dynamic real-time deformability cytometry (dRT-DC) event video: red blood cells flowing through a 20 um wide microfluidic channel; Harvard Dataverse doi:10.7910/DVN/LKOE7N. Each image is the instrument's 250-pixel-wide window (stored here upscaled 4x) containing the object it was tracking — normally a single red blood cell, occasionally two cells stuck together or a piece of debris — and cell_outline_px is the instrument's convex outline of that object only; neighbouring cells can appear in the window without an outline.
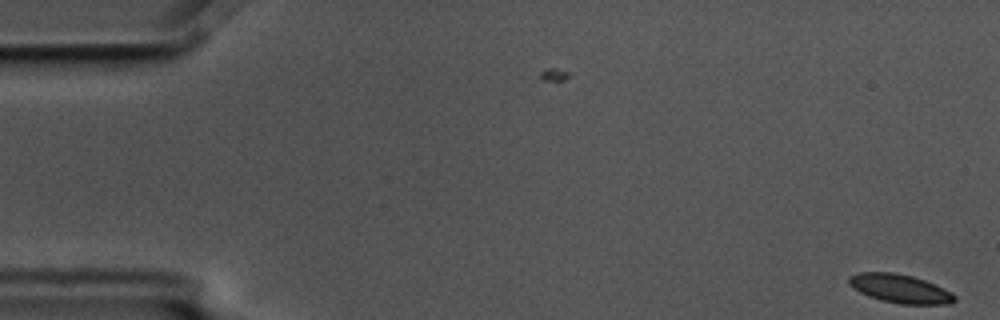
{"species": "common noctule bat (a hibernating species)", "species_latin": "Nyctalus noctula", "temperature_condition": "cold", "stored_images_in_passage": 13, "camera_frame_rate_fps": 3000, "um_per_image_px": 0.085, "animal": {"sex": "male", "body_mass_g": 17.5, "forearm_length_mm": 52.3}, "frame": {"image": 1, "passage_image": 1, "time_ms": 0.0, "image_size_px": [1000, 320], "cell_outline_px": [[956, 300], [948, 304], [900, 304], [868, 296], [860, 292], [848, 284], [848, 276], [860, 272], [892, 272], [912, 276], [936, 284], [952, 292], [956, 296]], "centroid_in_image_um": [76.51, 24.53], "position_along_channel_um": 8.5, "area_um2": 17.63}}
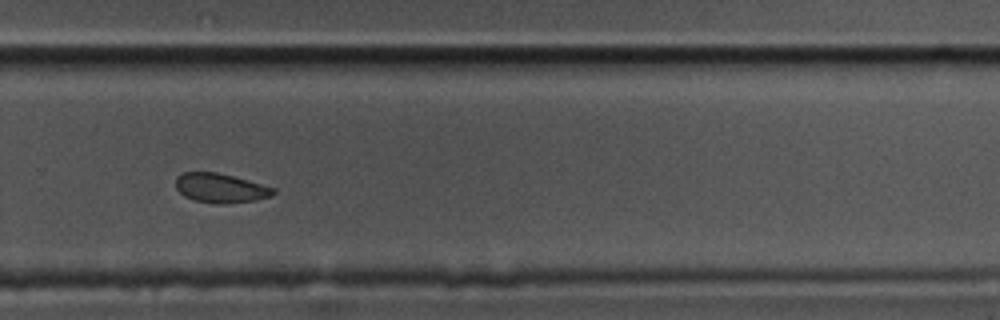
{"frame": {"image": 2, "passage_image": 11, "time_ms": 3.333, "image_size_px": [1000, 320], "cell_outline_px": [[276, 192], [268, 196], [256, 200], [228, 204], [220, 204], [196, 200], [184, 196], [176, 188], [176, 176], [184, 172], [216, 172], [232, 176], [276, 188]], "centroid_in_image_um": [18.73, 15.98], "position_along_channel_um": 311.1, "area_um2": 16.53}}
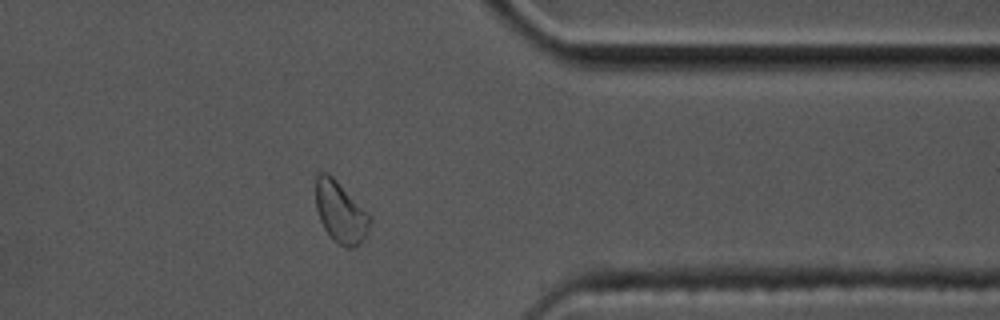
{"frame": {"image": 3, "passage_image": 13, "time_ms": 4.0, "image_size_px": [1000, 320], "cell_outline_px": [[372, 220], [368, 232], [364, 240], [356, 248], [348, 248], [332, 240], [324, 228], [320, 220], [316, 208], [316, 172], [324, 172], [332, 176], [372, 216]], "centroid_in_image_um": [28.97, 18.07], "position_along_channel_um": 382.4, "area_um2": 19.54}}